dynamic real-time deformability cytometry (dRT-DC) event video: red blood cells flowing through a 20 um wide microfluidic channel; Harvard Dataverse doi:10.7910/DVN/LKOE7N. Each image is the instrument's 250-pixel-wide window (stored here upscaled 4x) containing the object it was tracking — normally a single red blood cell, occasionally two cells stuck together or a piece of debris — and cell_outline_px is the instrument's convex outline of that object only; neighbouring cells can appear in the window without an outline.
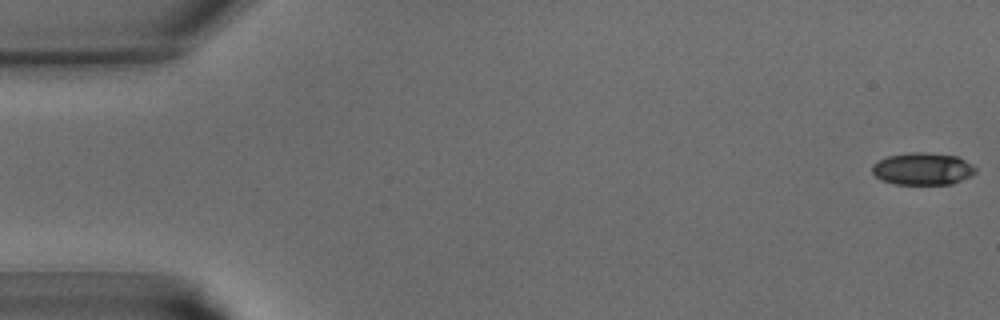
{"species": "common noctule bat (a hibernating species)", "species_latin": "Nyctalus noctula", "temperature_condition": "warm", "stored_images_in_passage": 42, "camera_frame_rate_fps": 3000, "um_per_image_px": 0.085, "animal": {"sex": "male", "body_mass_g": 15.6}, "frame": {"image": 1, "passage_image": 1, "time_ms": 0.0, "image_size_px": [1000, 320], "cell_outline_px": [[976, 172], [972, 176], [952, 184], [896, 184], [880, 180], [872, 172], [872, 164], [888, 156], [912, 152], [924, 152], [956, 156], [972, 164], [976, 168]], "centroid_in_image_um": [78.44, 14.36], "position_along_channel_um": 6.6, "area_um2": 19.42}}
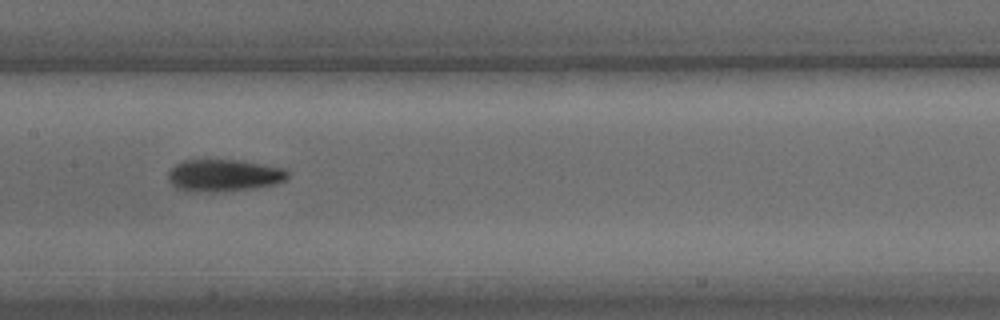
{"frame": {"image": 2, "passage_image": 21, "time_ms": 6.667, "image_size_px": [1000, 320], "cell_outline_px": [[288, 176], [284, 180], [272, 184], [252, 188], [216, 192], [196, 192], [176, 188], [168, 180], [168, 172], [176, 164], [184, 160], [240, 160], [288, 168]], "centroid_in_image_um": [19.02, 14.9], "position_along_channel_um": 188.4, "area_um2": 22.37}}
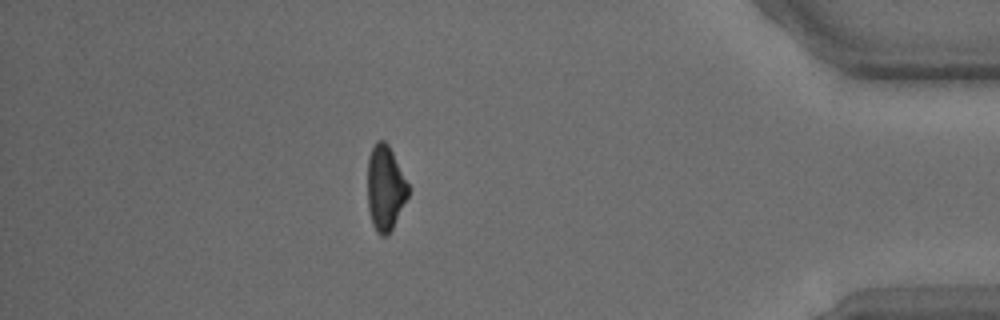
{"frame": {"image": 3, "passage_image": 37, "time_ms": 12.0, "image_size_px": [1000, 320], "cell_outline_px": [[408, 196], [388, 236], [380, 236], [376, 232], [372, 224], [368, 208], [368, 156], [376, 140], [384, 140], [388, 144], [408, 184]], "centroid_in_image_um": [32.72, 15.99], "position_along_channel_um": 402.5, "area_um2": 20.0}}